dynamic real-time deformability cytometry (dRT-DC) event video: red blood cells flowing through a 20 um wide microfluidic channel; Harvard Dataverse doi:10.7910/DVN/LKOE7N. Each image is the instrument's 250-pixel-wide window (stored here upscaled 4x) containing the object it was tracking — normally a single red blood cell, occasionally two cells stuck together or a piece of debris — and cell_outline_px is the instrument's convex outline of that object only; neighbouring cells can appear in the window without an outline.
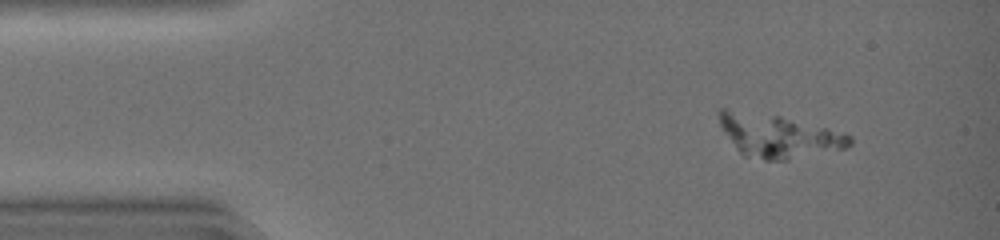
{"species": "common noctule bat (a hibernating species)", "species_latin": "Nyctalus noctula", "temperature_condition": "warm", "stored_images_in_passage": 7, "camera_frame_rate_fps": 3000, "um_per_image_px": 0.085, "animal": {"sex": "female", "body_mass_g": 19.0, "forearm_length_mm": 51.5}, "frame": {"image": 1, "passage_image": 4, "time_ms": 1.0, "image_size_px": [1000, 240], "cell_outline_px": [[852, 144], [848, 148], [788, 160], [764, 160], [744, 156], [736, 148], [720, 124], [720, 108], [728, 108], [780, 116], [828, 128], [852, 136]], "centroid_in_image_um": [66.2, 11.56], "position_along_channel_um": 18.8, "area_um2": 32.54}}